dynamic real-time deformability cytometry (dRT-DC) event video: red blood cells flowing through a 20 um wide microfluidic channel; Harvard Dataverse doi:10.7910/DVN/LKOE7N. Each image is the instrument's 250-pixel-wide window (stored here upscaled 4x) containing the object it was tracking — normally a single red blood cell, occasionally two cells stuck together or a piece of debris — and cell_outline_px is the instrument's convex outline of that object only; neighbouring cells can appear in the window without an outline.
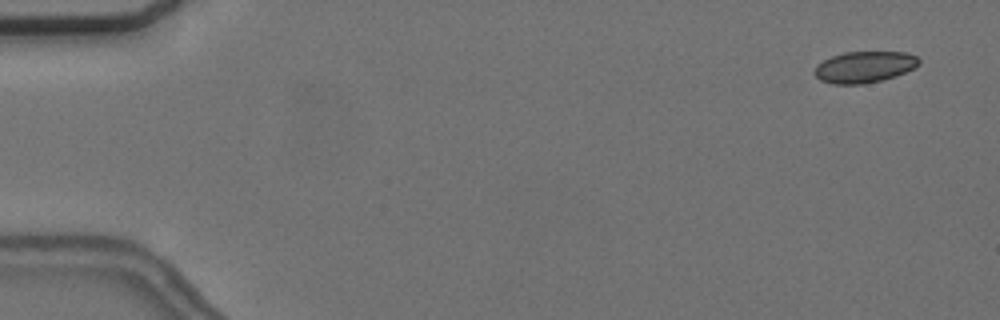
{"species": "common noctule bat (a hibernating species)", "species_latin": "Nyctalus noctula", "temperature_condition": "cold", "stored_images_in_passage": 4, "camera_frame_rate_fps": 3000, "um_per_image_px": 0.085, "animal": {"sex": "female", "body_mass_g": 24.6, "forearm_length_mm": 56.2}, "frame": {"image": 1, "passage_image": 1, "time_ms": 0.0, "image_size_px": [1000, 320], "cell_outline_px": [[920, 64], [896, 76], [864, 84], [832, 84], [820, 80], [812, 72], [816, 64], [832, 56], [844, 52], [904, 52], [916, 56], [920, 60]], "centroid_in_image_um": [73.43, 5.69], "position_along_channel_um": 11.6, "area_um2": 19.07}}
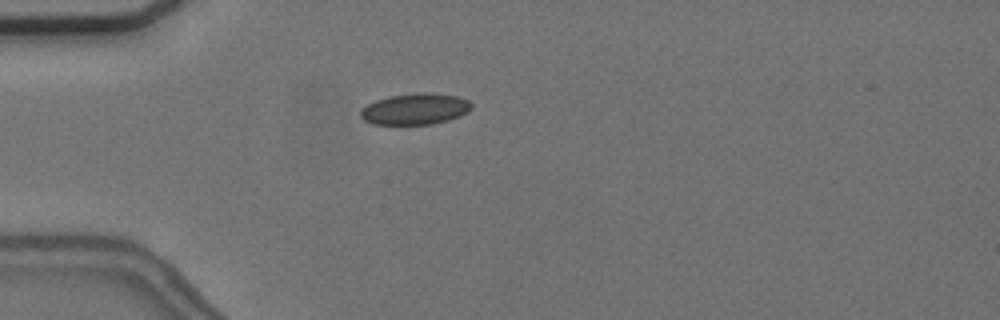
{"frame": {"image": 2, "passage_image": 4, "time_ms": 4.333, "image_size_px": [1000, 320], "cell_outline_px": [[472, 108], [468, 112], [460, 116], [448, 120], [432, 124], [372, 124], [364, 120], [360, 116], [360, 108], [376, 100], [388, 96], [420, 92], [428, 92], [456, 96], [468, 100], [472, 104]], "centroid_in_image_um": [35.28, 9.26], "position_along_channel_um": 49.7, "area_um2": 20.29}}